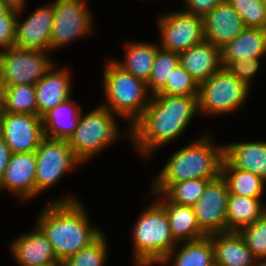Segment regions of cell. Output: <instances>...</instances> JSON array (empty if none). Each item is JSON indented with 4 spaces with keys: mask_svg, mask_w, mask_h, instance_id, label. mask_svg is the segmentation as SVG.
I'll use <instances>...</instances> for the list:
<instances>
[{
    "mask_svg": "<svg viewBox=\"0 0 266 266\" xmlns=\"http://www.w3.org/2000/svg\"><path fill=\"white\" fill-rule=\"evenodd\" d=\"M196 116L198 96L153 94L142 116L130 127L132 150L147 163L161 147L183 136Z\"/></svg>",
    "mask_w": 266,
    "mask_h": 266,
    "instance_id": "1",
    "label": "cell"
},
{
    "mask_svg": "<svg viewBox=\"0 0 266 266\" xmlns=\"http://www.w3.org/2000/svg\"><path fill=\"white\" fill-rule=\"evenodd\" d=\"M78 197L68 193L49 198L33 222L48 238L61 263L89 246L105 231L92 222L87 205Z\"/></svg>",
    "mask_w": 266,
    "mask_h": 266,
    "instance_id": "2",
    "label": "cell"
},
{
    "mask_svg": "<svg viewBox=\"0 0 266 266\" xmlns=\"http://www.w3.org/2000/svg\"><path fill=\"white\" fill-rule=\"evenodd\" d=\"M210 131L212 130L204 129L194 140L174 151L159 172L154 174L153 182L149 185H173L191 179H216L221 174L223 144H216Z\"/></svg>",
    "mask_w": 266,
    "mask_h": 266,
    "instance_id": "3",
    "label": "cell"
},
{
    "mask_svg": "<svg viewBox=\"0 0 266 266\" xmlns=\"http://www.w3.org/2000/svg\"><path fill=\"white\" fill-rule=\"evenodd\" d=\"M120 120L102 104L95 105L87 113L80 112L77 127L67 140L76 159L84 167L101 153L111 149V146L113 148L122 138L130 141V128L125 127L126 131L123 127L121 129Z\"/></svg>",
    "mask_w": 266,
    "mask_h": 266,
    "instance_id": "4",
    "label": "cell"
},
{
    "mask_svg": "<svg viewBox=\"0 0 266 266\" xmlns=\"http://www.w3.org/2000/svg\"><path fill=\"white\" fill-rule=\"evenodd\" d=\"M146 194L152 203L140 211L130 230L134 266H157L178 244L164 207L150 193Z\"/></svg>",
    "mask_w": 266,
    "mask_h": 266,
    "instance_id": "5",
    "label": "cell"
},
{
    "mask_svg": "<svg viewBox=\"0 0 266 266\" xmlns=\"http://www.w3.org/2000/svg\"><path fill=\"white\" fill-rule=\"evenodd\" d=\"M103 61L101 92L105 98L100 103L130 128L144 113L152 94L147 83L123 70L111 57Z\"/></svg>",
    "mask_w": 266,
    "mask_h": 266,
    "instance_id": "6",
    "label": "cell"
},
{
    "mask_svg": "<svg viewBox=\"0 0 266 266\" xmlns=\"http://www.w3.org/2000/svg\"><path fill=\"white\" fill-rule=\"evenodd\" d=\"M252 90L226 68L199 84L198 112L204 118H215L238 113L247 103Z\"/></svg>",
    "mask_w": 266,
    "mask_h": 266,
    "instance_id": "7",
    "label": "cell"
},
{
    "mask_svg": "<svg viewBox=\"0 0 266 266\" xmlns=\"http://www.w3.org/2000/svg\"><path fill=\"white\" fill-rule=\"evenodd\" d=\"M54 9V23L50 39V52H58L68 45L91 37L97 31L94 11L88 0H51ZM95 22V23H94ZM96 29V30H95Z\"/></svg>",
    "mask_w": 266,
    "mask_h": 266,
    "instance_id": "8",
    "label": "cell"
},
{
    "mask_svg": "<svg viewBox=\"0 0 266 266\" xmlns=\"http://www.w3.org/2000/svg\"><path fill=\"white\" fill-rule=\"evenodd\" d=\"M35 156L37 198L56 187L68 173L77 172L78 168L83 167L65 139L44 137L35 151Z\"/></svg>",
    "mask_w": 266,
    "mask_h": 266,
    "instance_id": "9",
    "label": "cell"
},
{
    "mask_svg": "<svg viewBox=\"0 0 266 266\" xmlns=\"http://www.w3.org/2000/svg\"><path fill=\"white\" fill-rule=\"evenodd\" d=\"M56 62L51 52L12 46L0 51V75L7 86L35 85Z\"/></svg>",
    "mask_w": 266,
    "mask_h": 266,
    "instance_id": "10",
    "label": "cell"
},
{
    "mask_svg": "<svg viewBox=\"0 0 266 266\" xmlns=\"http://www.w3.org/2000/svg\"><path fill=\"white\" fill-rule=\"evenodd\" d=\"M159 47L181 53L205 41L203 18L175 9L158 14L155 19Z\"/></svg>",
    "mask_w": 266,
    "mask_h": 266,
    "instance_id": "11",
    "label": "cell"
},
{
    "mask_svg": "<svg viewBox=\"0 0 266 266\" xmlns=\"http://www.w3.org/2000/svg\"><path fill=\"white\" fill-rule=\"evenodd\" d=\"M26 9L25 5L17 10L14 46L50 52V39L54 23L52 1L36 7L31 13L22 17L26 14Z\"/></svg>",
    "mask_w": 266,
    "mask_h": 266,
    "instance_id": "12",
    "label": "cell"
},
{
    "mask_svg": "<svg viewBox=\"0 0 266 266\" xmlns=\"http://www.w3.org/2000/svg\"><path fill=\"white\" fill-rule=\"evenodd\" d=\"M229 190L221 174L209 181L200 199L192 206L197 223L207 235L227 232V199Z\"/></svg>",
    "mask_w": 266,
    "mask_h": 266,
    "instance_id": "13",
    "label": "cell"
},
{
    "mask_svg": "<svg viewBox=\"0 0 266 266\" xmlns=\"http://www.w3.org/2000/svg\"><path fill=\"white\" fill-rule=\"evenodd\" d=\"M6 191L23 204L37 199L35 152L11 155L6 171L0 179V195Z\"/></svg>",
    "mask_w": 266,
    "mask_h": 266,
    "instance_id": "14",
    "label": "cell"
},
{
    "mask_svg": "<svg viewBox=\"0 0 266 266\" xmlns=\"http://www.w3.org/2000/svg\"><path fill=\"white\" fill-rule=\"evenodd\" d=\"M1 137L12 154L35 152L45 137L41 117L37 115L3 112Z\"/></svg>",
    "mask_w": 266,
    "mask_h": 266,
    "instance_id": "15",
    "label": "cell"
},
{
    "mask_svg": "<svg viewBox=\"0 0 266 266\" xmlns=\"http://www.w3.org/2000/svg\"><path fill=\"white\" fill-rule=\"evenodd\" d=\"M17 236L7 246L17 266H44L60 263L48 238L35 224L30 231Z\"/></svg>",
    "mask_w": 266,
    "mask_h": 266,
    "instance_id": "16",
    "label": "cell"
},
{
    "mask_svg": "<svg viewBox=\"0 0 266 266\" xmlns=\"http://www.w3.org/2000/svg\"><path fill=\"white\" fill-rule=\"evenodd\" d=\"M62 67L56 62L45 76L34 85L37 116L39 117L73 96V69L70 70L71 68L67 66Z\"/></svg>",
    "mask_w": 266,
    "mask_h": 266,
    "instance_id": "17",
    "label": "cell"
},
{
    "mask_svg": "<svg viewBox=\"0 0 266 266\" xmlns=\"http://www.w3.org/2000/svg\"><path fill=\"white\" fill-rule=\"evenodd\" d=\"M205 41L223 47L235 39L244 29L242 18L225 2L218 4L204 19Z\"/></svg>",
    "mask_w": 266,
    "mask_h": 266,
    "instance_id": "18",
    "label": "cell"
},
{
    "mask_svg": "<svg viewBox=\"0 0 266 266\" xmlns=\"http://www.w3.org/2000/svg\"><path fill=\"white\" fill-rule=\"evenodd\" d=\"M223 157L234 168L252 172L266 181V139L223 143Z\"/></svg>",
    "mask_w": 266,
    "mask_h": 266,
    "instance_id": "19",
    "label": "cell"
},
{
    "mask_svg": "<svg viewBox=\"0 0 266 266\" xmlns=\"http://www.w3.org/2000/svg\"><path fill=\"white\" fill-rule=\"evenodd\" d=\"M122 46V50L124 49L123 58L111 57L112 60L123 70L147 83L159 48L158 40L157 42L152 40L150 42L147 40L139 42L138 40L128 39L122 43Z\"/></svg>",
    "mask_w": 266,
    "mask_h": 266,
    "instance_id": "20",
    "label": "cell"
},
{
    "mask_svg": "<svg viewBox=\"0 0 266 266\" xmlns=\"http://www.w3.org/2000/svg\"><path fill=\"white\" fill-rule=\"evenodd\" d=\"M179 63L201 84L222 68L221 48L203 41L179 53Z\"/></svg>",
    "mask_w": 266,
    "mask_h": 266,
    "instance_id": "21",
    "label": "cell"
},
{
    "mask_svg": "<svg viewBox=\"0 0 266 266\" xmlns=\"http://www.w3.org/2000/svg\"><path fill=\"white\" fill-rule=\"evenodd\" d=\"M165 209L169 226L177 243L194 241L206 237L197 223L193 207L170 202L161 193H150Z\"/></svg>",
    "mask_w": 266,
    "mask_h": 266,
    "instance_id": "22",
    "label": "cell"
},
{
    "mask_svg": "<svg viewBox=\"0 0 266 266\" xmlns=\"http://www.w3.org/2000/svg\"><path fill=\"white\" fill-rule=\"evenodd\" d=\"M209 236L216 266H255L256 258L239 232L227 231Z\"/></svg>",
    "mask_w": 266,
    "mask_h": 266,
    "instance_id": "23",
    "label": "cell"
},
{
    "mask_svg": "<svg viewBox=\"0 0 266 266\" xmlns=\"http://www.w3.org/2000/svg\"><path fill=\"white\" fill-rule=\"evenodd\" d=\"M266 29L246 28L233 40L221 47V63L225 68L239 59H265Z\"/></svg>",
    "mask_w": 266,
    "mask_h": 266,
    "instance_id": "24",
    "label": "cell"
},
{
    "mask_svg": "<svg viewBox=\"0 0 266 266\" xmlns=\"http://www.w3.org/2000/svg\"><path fill=\"white\" fill-rule=\"evenodd\" d=\"M158 266H216L211 237L178 243Z\"/></svg>",
    "mask_w": 266,
    "mask_h": 266,
    "instance_id": "25",
    "label": "cell"
},
{
    "mask_svg": "<svg viewBox=\"0 0 266 266\" xmlns=\"http://www.w3.org/2000/svg\"><path fill=\"white\" fill-rule=\"evenodd\" d=\"M81 111L82 105L73 96L49 110L41 117L44 136L67 140L77 127Z\"/></svg>",
    "mask_w": 266,
    "mask_h": 266,
    "instance_id": "26",
    "label": "cell"
},
{
    "mask_svg": "<svg viewBox=\"0 0 266 266\" xmlns=\"http://www.w3.org/2000/svg\"><path fill=\"white\" fill-rule=\"evenodd\" d=\"M262 199L229 194L226 211L227 231L239 232L261 218L266 213V200Z\"/></svg>",
    "mask_w": 266,
    "mask_h": 266,
    "instance_id": "27",
    "label": "cell"
},
{
    "mask_svg": "<svg viewBox=\"0 0 266 266\" xmlns=\"http://www.w3.org/2000/svg\"><path fill=\"white\" fill-rule=\"evenodd\" d=\"M221 176L225 179L229 194L251 198H264L266 181L245 170L234 168L224 157L221 163Z\"/></svg>",
    "mask_w": 266,
    "mask_h": 266,
    "instance_id": "28",
    "label": "cell"
},
{
    "mask_svg": "<svg viewBox=\"0 0 266 266\" xmlns=\"http://www.w3.org/2000/svg\"><path fill=\"white\" fill-rule=\"evenodd\" d=\"M209 181L208 179H191L173 185H150L148 193H161L170 202L192 207L202 196Z\"/></svg>",
    "mask_w": 266,
    "mask_h": 266,
    "instance_id": "29",
    "label": "cell"
},
{
    "mask_svg": "<svg viewBox=\"0 0 266 266\" xmlns=\"http://www.w3.org/2000/svg\"><path fill=\"white\" fill-rule=\"evenodd\" d=\"M105 231L89 246L66 259L62 266H106L110 254Z\"/></svg>",
    "mask_w": 266,
    "mask_h": 266,
    "instance_id": "30",
    "label": "cell"
},
{
    "mask_svg": "<svg viewBox=\"0 0 266 266\" xmlns=\"http://www.w3.org/2000/svg\"><path fill=\"white\" fill-rule=\"evenodd\" d=\"M4 111L37 115L35 86L31 84L8 86Z\"/></svg>",
    "mask_w": 266,
    "mask_h": 266,
    "instance_id": "31",
    "label": "cell"
},
{
    "mask_svg": "<svg viewBox=\"0 0 266 266\" xmlns=\"http://www.w3.org/2000/svg\"><path fill=\"white\" fill-rule=\"evenodd\" d=\"M179 64V54L158 48L151 76L147 82L149 92L156 94L165 84L172 70Z\"/></svg>",
    "mask_w": 266,
    "mask_h": 266,
    "instance_id": "32",
    "label": "cell"
},
{
    "mask_svg": "<svg viewBox=\"0 0 266 266\" xmlns=\"http://www.w3.org/2000/svg\"><path fill=\"white\" fill-rule=\"evenodd\" d=\"M156 94L198 96L199 84L179 63L172 70L166 84Z\"/></svg>",
    "mask_w": 266,
    "mask_h": 266,
    "instance_id": "33",
    "label": "cell"
},
{
    "mask_svg": "<svg viewBox=\"0 0 266 266\" xmlns=\"http://www.w3.org/2000/svg\"><path fill=\"white\" fill-rule=\"evenodd\" d=\"M229 4L240 15L246 28L266 29L265 0H231Z\"/></svg>",
    "mask_w": 266,
    "mask_h": 266,
    "instance_id": "34",
    "label": "cell"
},
{
    "mask_svg": "<svg viewBox=\"0 0 266 266\" xmlns=\"http://www.w3.org/2000/svg\"><path fill=\"white\" fill-rule=\"evenodd\" d=\"M239 233L256 259L266 258V213Z\"/></svg>",
    "mask_w": 266,
    "mask_h": 266,
    "instance_id": "35",
    "label": "cell"
},
{
    "mask_svg": "<svg viewBox=\"0 0 266 266\" xmlns=\"http://www.w3.org/2000/svg\"><path fill=\"white\" fill-rule=\"evenodd\" d=\"M263 59H239L231 61L225 68L252 90L254 78L259 73Z\"/></svg>",
    "mask_w": 266,
    "mask_h": 266,
    "instance_id": "36",
    "label": "cell"
},
{
    "mask_svg": "<svg viewBox=\"0 0 266 266\" xmlns=\"http://www.w3.org/2000/svg\"><path fill=\"white\" fill-rule=\"evenodd\" d=\"M17 10L11 8L4 16H0V51L14 46L16 39Z\"/></svg>",
    "mask_w": 266,
    "mask_h": 266,
    "instance_id": "37",
    "label": "cell"
},
{
    "mask_svg": "<svg viewBox=\"0 0 266 266\" xmlns=\"http://www.w3.org/2000/svg\"><path fill=\"white\" fill-rule=\"evenodd\" d=\"M183 8L187 13L200 18H205L222 0H181Z\"/></svg>",
    "mask_w": 266,
    "mask_h": 266,
    "instance_id": "38",
    "label": "cell"
},
{
    "mask_svg": "<svg viewBox=\"0 0 266 266\" xmlns=\"http://www.w3.org/2000/svg\"><path fill=\"white\" fill-rule=\"evenodd\" d=\"M11 155L12 152L9 149V146L6 144L4 139L0 137V179L6 171Z\"/></svg>",
    "mask_w": 266,
    "mask_h": 266,
    "instance_id": "39",
    "label": "cell"
},
{
    "mask_svg": "<svg viewBox=\"0 0 266 266\" xmlns=\"http://www.w3.org/2000/svg\"><path fill=\"white\" fill-rule=\"evenodd\" d=\"M7 84L0 75V112H4L7 97Z\"/></svg>",
    "mask_w": 266,
    "mask_h": 266,
    "instance_id": "40",
    "label": "cell"
},
{
    "mask_svg": "<svg viewBox=\"0 0 266 266\" xmlns=\"http://www.w3.org/2000/svg\"><path fill=\"white\" fill-rule=\"evenodd\" d=\"M3 2L6 3L10 8L16 10L23 8L25 5H28V0H3Z\"/></svg>",
    "mask_w": 266,
    "mask_h": 266,
    "instance_id": "41",
    "label": "cell"
},
{
    "mask_svg": "<svg viewBox=\"0 0 266 266\" xmlns=\"http://www.w3.org/2000/svg\"><path fill=\"white\" fill-rule=\"evenodd\" d=\"M11 8L3 2V0H0V16H4Z\"/></svg>",
    "mask_w": 266,
    "mask_h": 266,
    "instance_id": "42",
    "label": "cell"
},
{
    "mask_svg": "<svg viewBox=\"0 0 266 266\" xmlns=\"http://www.w3.org/2000/svg\"><path fill=\"white\" fill-rule=\"evenodd\" d=\"M255 266H266V258L256 259Z\"/></svg>",
    "mask_w": 266,
    "mask_h": 266,
    "instance_id": "43",
    "label": "cell"
},
{
    "mask_svg": "<svg viewBox=\"0 0 266 266\" xmlns=\"http://www.w3.org/2000/svg\"><path fill=\"white\" fill-rule=\"evenodd\" d=\"M2 117H3V112H0V137H1Z\"/></svg>",
    "mask_w": 266,
    "mask_h": 266,
    "instance_id": "44",
    "label": "cell"
},
{
    "mask_svg": "<svg viewBox=\"0 0 266 266\" xmlns=\"http://www.w3.org/2000/svg\"><path fill=\"white\" fill-rule=\"evenodd\" d=\"M44 266H62V263L60 262L59 264H50V265H44Z\"/></svg>",
    "mask_w": 266,
    "mask_h": 266,
    "instance_id": "45",
    "label": "cell"
},
{
    "mask_svg": "<svg viewBox=\"0 0 266 266\" xmlns=\"http://www.w3.org/2000/svg\"><path fill=\"white\" fill-rule=\"evenodd\" d=\"M231 0H222V2L229 3Z\"/></svg>",
    "mask_w": 266,
    "mask_h": 266,
    "instance_id": "46",
    "label": "cell"
}]
</instances>
